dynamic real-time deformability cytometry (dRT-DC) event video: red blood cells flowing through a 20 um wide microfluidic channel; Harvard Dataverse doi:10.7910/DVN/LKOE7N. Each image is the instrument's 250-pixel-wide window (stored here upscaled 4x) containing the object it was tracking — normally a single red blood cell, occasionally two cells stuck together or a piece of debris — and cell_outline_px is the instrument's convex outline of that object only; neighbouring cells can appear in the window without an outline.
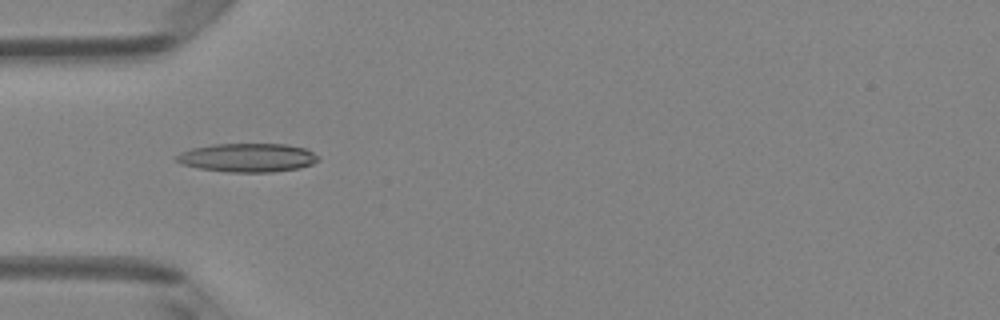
{"species": "Egyptian fruit bat (a non-hibernating species)", "species_latin": "Rousettus aegyptiacus", "temperature_condition": "room temperature", "stored_images_in_passage": 50, "camera_frame_rate_fps": 3000, "um_per_image_px": 0.085, "animal": {"sex": "female"}, "frame": {"image": 1, "passage_image": 16, "time_ms": 5.0, "image_size_px": [1000, 320], "cell_outline_px": [[320, 160], [312, 164], [300, 168], [272, 172], [228, 172], [200, 168], [180, 164], [176, 160], [176, 156], [180, 152], [192, 148], [212, 144], [288, 144], [304, 148], [320, 156]], "centroid_in_image_um": [21.06, 13.4], "position_along_channel_um": 63.9, "area_um2": 23.81}}
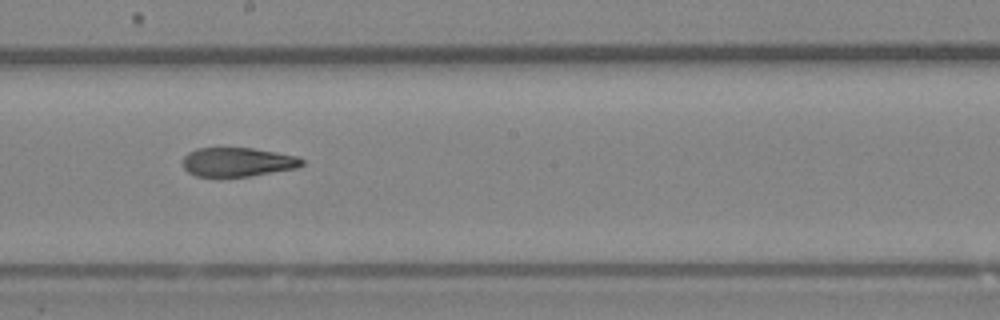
{"frame": {"image": 2, "passage_image": 28, "time_ms": 9.0, "image_size_px": [1000, 320], "cell_outline_px": [[304, 164], [300, 168], [248, 176], [196, 176], [188, 172], [184, 168], [184, 156], [188, 152], [196, 148], [252, 148], [276, 152], [296, 156], [304, 160]], "centroid_in_image_um": [20.23, 13.77], "position_along_channel_um": 228.0, "area_um2": 20.11}}
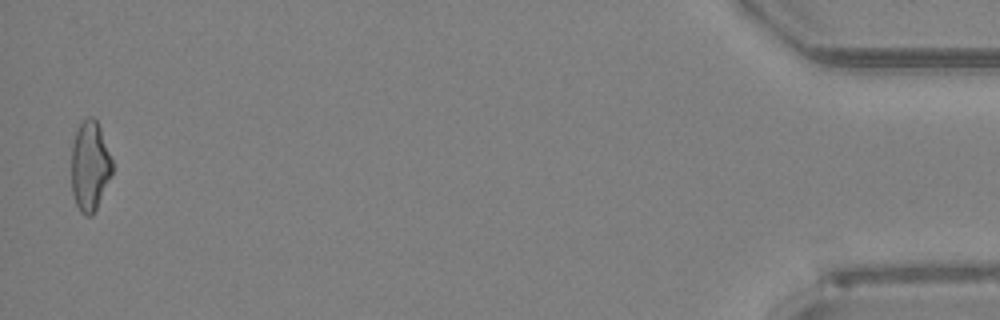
{"frame": {"image": 3, "passage_image": 49, "time_ms": 16.0, "image_size_px": [1000, 320], "cell_outline_px": [[112, 176], [92, 216], [84, 216], [80, 212], [76, 204], [72, 192], [72, 144], [76, 132], [80, 124], [88, 116], [92, 116], [96, 120], [100, 128], [112, 160]], "centroid_in_image_um": [7.64, 14.14], "position_along_channel_um": 427.6, "area_um2": 21.27}, "authors_computed_cell_mechanics": {"area_um2": 22.0218, "velocity_mm_per_s": 4.1347, "shape_relaxation_time_tau1_ms": null, "shape_relaxation_time_tau2_ms": 3.2665, "deformation_change_tau1": null, "deformation_change_tau2": 0.1271}}